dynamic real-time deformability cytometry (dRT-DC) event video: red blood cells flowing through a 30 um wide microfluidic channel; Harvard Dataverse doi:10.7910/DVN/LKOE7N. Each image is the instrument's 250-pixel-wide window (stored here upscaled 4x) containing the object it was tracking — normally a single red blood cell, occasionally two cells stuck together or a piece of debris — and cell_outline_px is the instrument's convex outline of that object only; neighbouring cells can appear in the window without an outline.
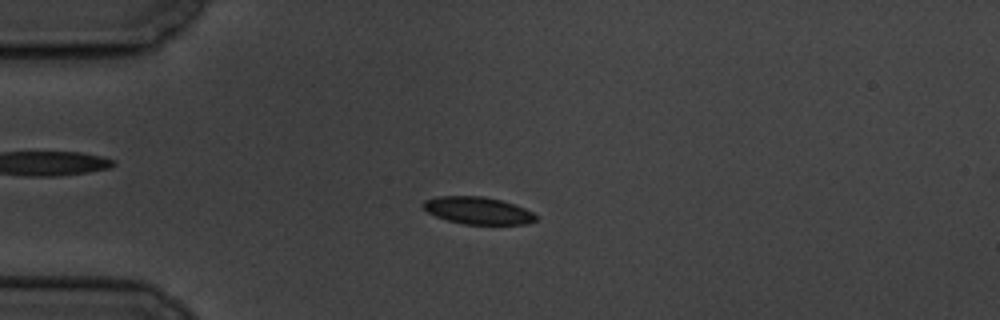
{"species": "common noctule bat (a hibernating species)", "species_latin": "Nyctalus noctula", "temperature_condition": "cold", "stored_images_in_passage": 8, "camera_frame_rate_fps": 3000, "um_per_image_px": 0.085, "animal": {"sex": "male", "body_mass_g": 19.5, "forearm_length_mm": 54.6}, "frame": {"image": 1, "passage_image": 5, "time_ms": 4.667, "image_size_px": [1000, 320], "cell_outline_px": [[540, 216], [536, 220], [528, 224], [464, 224], [448, 220], [436, 216], [428, 212], [420, 204], [424, 200], [436, 196], [484, 196], [500, 200], [524, 208]], "centroid_in_image_um": [40.62, 17.89], "position_along_channel_um": 44.4, "area_um2": 17.92}}
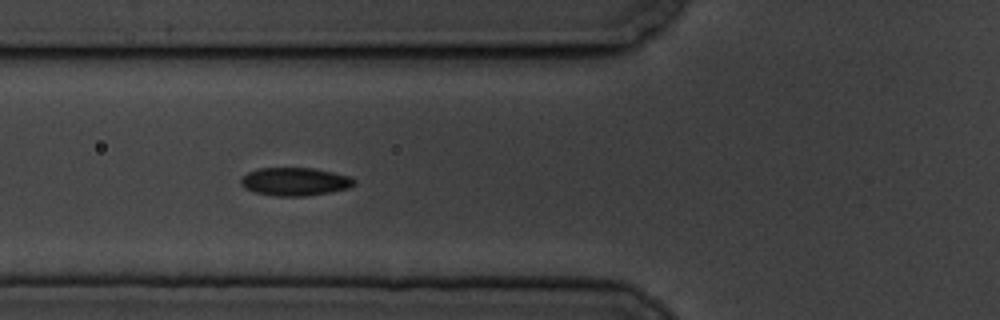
{"frame": {"image": 2, "passage_image": 7, "time_ms": 7.0, "image_size_px": [1000, 320], "cell_outline_px": [[356, 184], [348, 188], [332, 192], [308, 196], [276, 196], [252, 192], [244, 188], [240, 184], [240, 180], [248, 172], [256, 168], [312, 168], [352, 176], [356, 180]], "centroid_in_image_um": [25.08, 15.44], "position_along_channel_um": 100.7, "area_um2": 18.84}}
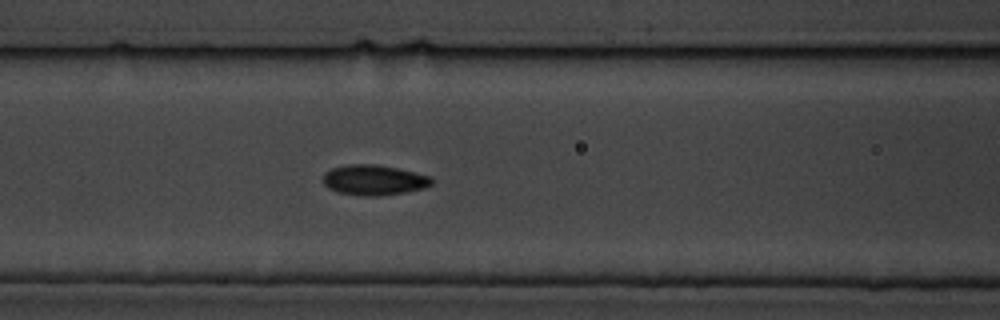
{"frame": {"image": 3, "passage_image": 8, "time_ms": 8.0, "image_size_px": [1000, 320], "cell_outline_px": [[432, 184], [424, 188], [404, 192], [376, 196], [364, 196], [340, 192], [328, 188], [324, 184], [324, 172], [332, 168], [348, 164], [376, 164], [396, 168], [428, 176], [432, 180]], "centroid_in_image_um": [31.75, 15.3], "position_along_channel_um": 134.9, "area_um2": 18.84}}